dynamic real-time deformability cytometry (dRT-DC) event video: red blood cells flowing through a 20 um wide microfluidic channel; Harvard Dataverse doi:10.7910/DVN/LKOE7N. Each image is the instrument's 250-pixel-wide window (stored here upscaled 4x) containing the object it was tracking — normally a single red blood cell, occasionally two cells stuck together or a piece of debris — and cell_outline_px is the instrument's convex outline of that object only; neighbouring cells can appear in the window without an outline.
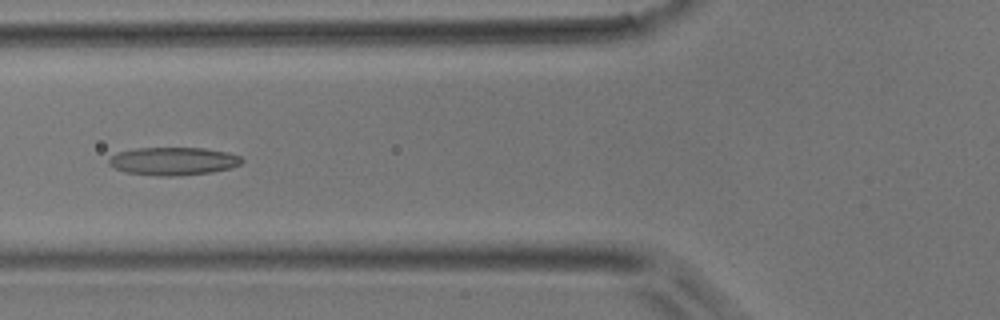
{"species": "common noctule bat (a hibernating species)", "species_latin": "Nyctalus noctula", "temperature_condition": "room temperature", "stored_images_in_passage": 39, "camera_frame_rate_fps": 3000, "um_per_image_px": 0.085, "animal": {"sex": "male", "body_mass_g": 17.9}, "frame": {"image": 1, "passage_image": 12, "time_ms": 3.667, "image_size_px": [1000, 320], "cell_outline_px": [[244, 160], [240, 164], [228, 168], [212, 172], [172, 176], [156, 176], [124, 172], [108, 164], [108, 160], [116, 152], [136, 148], [204, 148], [224, 152], [240, 156]], "centroid_in_image_um": [14.68, 13.7], "position_along_channel_um": 111.1, "area_um2": 21.56}}
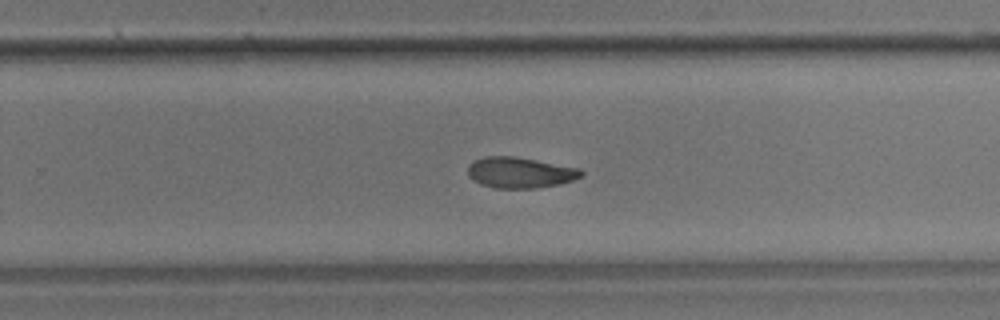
{"frame": {"image": 2, "passage_image": 25, "time_ms": 8.0, "image_size_px": [1000, 320], "cell_outline_px": [[584, 172], [580, 176], [572, 180], [560, 184], [536, 188], [496, 188], [480, 184], [472, 180], [468, 176], [468, 164], [472, 160], [484, 156], [512, 156], [580, 168]], "centroid_in_image_um": [44.15, 14.67], "position_along_channel_um": 285.7, "area_um2": 20.4}}
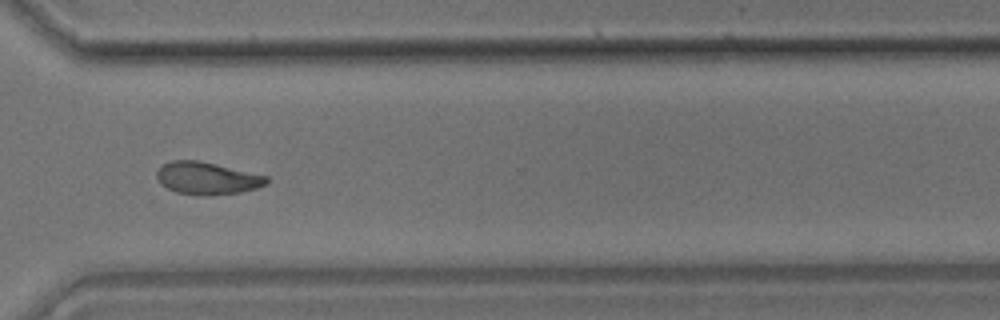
{"frame": {"image": 3, "passage_image": 30, "time_ms": 9.667, "image_size_px": [1000, 320], "cell_outline_px": [[268, 180], [264, 184], [256, 188], [240, 192], [208, 196], [176, 192], [160, 184], [156, 176], [156, 172], [164, 164], [172, 160], [196, 160], [268, 176]], "centroid_in_image_um": [17.57, 15.16], "position_along_channel_um": 353.0, "area_um2": 20.4}}